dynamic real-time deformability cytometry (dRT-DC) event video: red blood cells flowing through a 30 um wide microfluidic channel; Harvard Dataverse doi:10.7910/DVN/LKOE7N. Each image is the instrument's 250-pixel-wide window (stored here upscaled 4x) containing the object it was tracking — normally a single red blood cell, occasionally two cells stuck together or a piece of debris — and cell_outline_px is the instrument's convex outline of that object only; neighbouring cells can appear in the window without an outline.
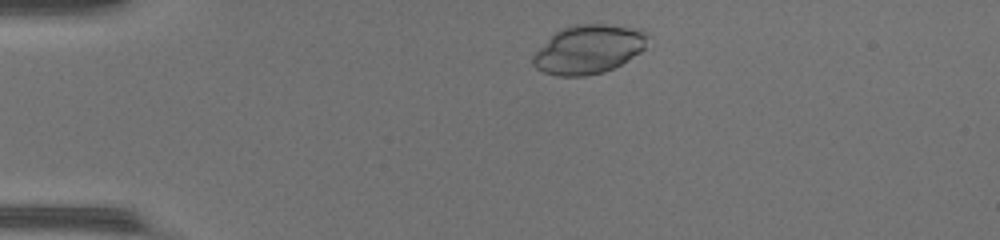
{"species": "common noctule bat (a hibernating species)", "species_latin": "Nyctalus noctula", "temperature_condition": "warm", "stored_images_in_passage": 40, "camera_frame_rate_fps": 3000, "um_per_image_px": 0.085, "animal": {"sex": "female", "body_mass_g": 17.0, "forearm_length_mm": 48.0}, "frame": {"image": 1, "passage_image": 3, "time_ms": 0.667, "image_size_px": [1000, 240], "cell_outline_px": [[648, 32], [644, 48], [640, 52], [620, 64], [604, 72], [584, 76], [560, 76], [544, 72], [536, 68], [532, 64], [532, 56], [556, 32], [564, 28], [576, 24], [604, 24], [640, 28]], "centroid_in_image_um": [50.04, 4.19], "position_along_channel_um": 35.0, "area_um2": 32.25}}
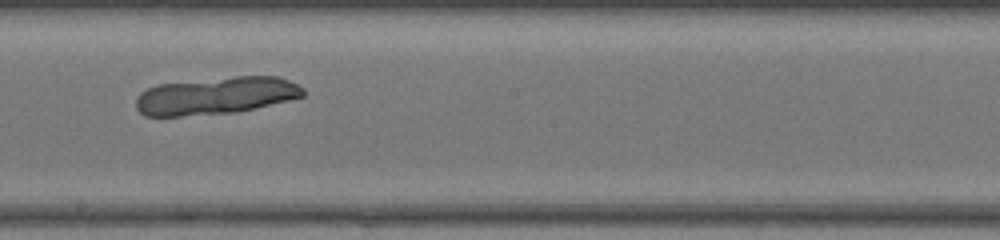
{"frame": {"image": 2, "passage_image": 20, "time_ms": 6.333, "image_size_px": [1000, 240], "cell_outline_px": [[304, 96], [288, 100], [236, 112], [180, 116], [144, 116], [136, 108], [136, 96], [140, 92], [156, 84], [236, 76], [276, 76], [288, 80], [304, 88]], "centroid_in_image_um": [18.31, 8.13], "position_along_channel_um": 229.9, "area_um2": 36.36}}
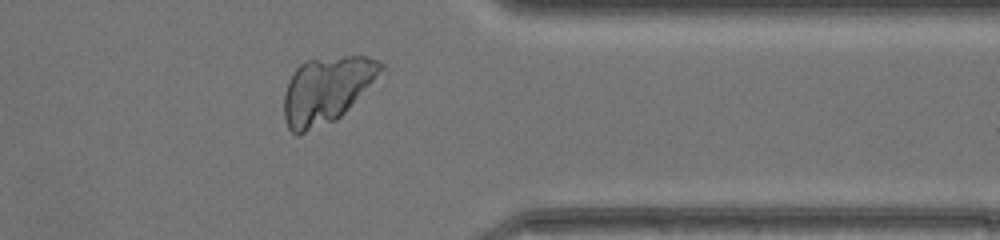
{"frame": {"image": 3, "passage_image": 31, "time_ms": 10.0, "image_size_px": [1000, 240], "cell_outline_px": [[384, 68], [344, 112], [336, 120], [300, 136], [296, 136], [288, 128], [284, 120], [284, 92], [288, 80], [292, 72], [300, 64], [308, 60], [344, 56], [364, 56], [380, 60], [384, 64]], "centroid_in_image_um": [27.69, 7.66], "position_along_channel_um": 383.7, "area_um2": 37.28}}